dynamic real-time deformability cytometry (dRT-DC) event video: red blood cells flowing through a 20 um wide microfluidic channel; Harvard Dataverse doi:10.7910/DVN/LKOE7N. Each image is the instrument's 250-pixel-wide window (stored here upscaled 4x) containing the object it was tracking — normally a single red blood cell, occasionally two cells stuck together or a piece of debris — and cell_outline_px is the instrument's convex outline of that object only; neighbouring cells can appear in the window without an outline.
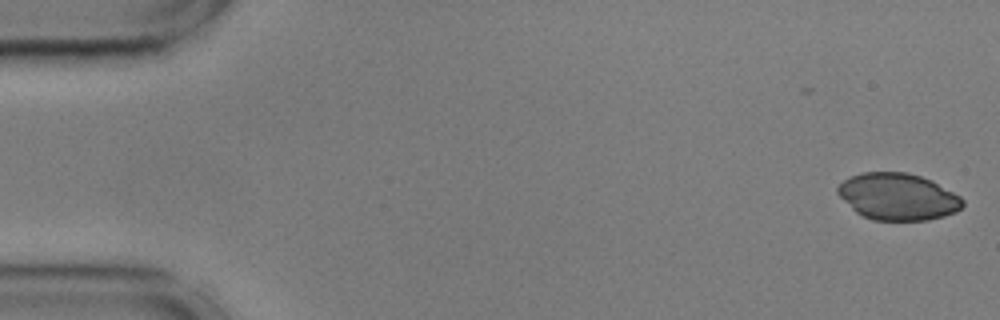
{"species": "common noctule bat (a hibernating species)", "species_latin": "Nyctalus noctula", "temperature_condition": "cold", "stored_images_in_passage": 51, "camera_frame_rate_fps": 3000, "um_per_image_px": 0.085, "animal": {"sex": "male", "body_mass_g": 17.9, "forearm_length_mm": 54.2}, "frame": {"image": 1, "passage_image": 1, "time_ms": 0.0, "image_size_px": [1000, 320], "cell_outline_px": [[964, 204], [956, 212], [944, 216], [928, 220], [872, 220], [856, 212], [836, 192], [836, 188], [844, 180], [860, 172], [908, 172], [932, 180], [960, 196], [964, 200]], "centroid_in_image_um": [76.33, 16.71], "position_along_channel_um": 8.7, "area_um2": 34.04}}